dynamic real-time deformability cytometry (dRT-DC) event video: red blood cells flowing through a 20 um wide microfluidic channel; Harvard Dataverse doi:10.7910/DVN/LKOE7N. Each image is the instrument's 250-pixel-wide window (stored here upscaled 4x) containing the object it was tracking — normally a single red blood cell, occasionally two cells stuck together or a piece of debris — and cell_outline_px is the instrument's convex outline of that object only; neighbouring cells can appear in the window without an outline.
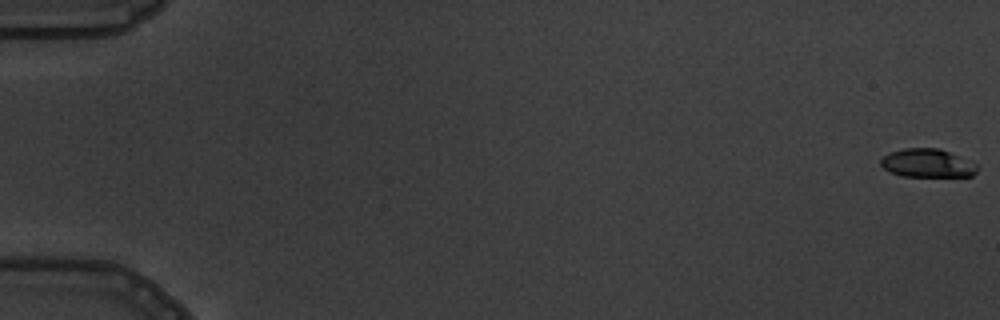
{"species": "common noctule bat (a hibernating species)", "species_latin": "Nyctalus noctula", "temperature_condition": "warm", "stored_images_in_passage": 4, "camera_frame_rate_fps": 3000, "um_per_image_px": 0.085, "animal": {"sex": "male", "body_mass_g": 19.5, "forearm_length_mm": 54.6}, "frame": {"image": 1, "passage_image": 1, "time_ms": 0.0, "image_size_px": [1000, 320], "cell_outline_px": [[980, 168], [972, 176], [904, 176], [888, 172], [880, 164], [880, 160], [888, 152], [904, 148], [940, 148], [960, 156], [976, 164]], "centroid_in_image_um": [78.82, 13.86], "position_along_channel_um": 6.2, "area_um2": 16.13}}